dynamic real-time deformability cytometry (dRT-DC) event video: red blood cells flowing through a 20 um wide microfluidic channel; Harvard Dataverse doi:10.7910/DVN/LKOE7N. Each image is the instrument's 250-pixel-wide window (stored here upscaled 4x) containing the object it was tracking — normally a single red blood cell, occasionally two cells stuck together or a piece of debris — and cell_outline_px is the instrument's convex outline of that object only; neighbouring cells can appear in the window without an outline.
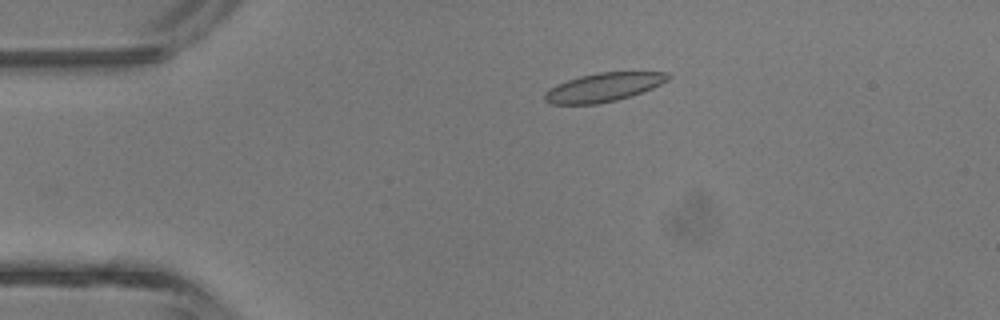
{"species": "common noctule bat (a hibernating species)", "species_latin": "Nyctalus noctula", "temperature_condition": "room temperature", "stored_images_in_passage": 33, "camera_frame_rate_fps": 3000, "um_per_image_px": 0.085, "animal": {"sex": "male", "body_mass_g": 13.3}, "frame": {"image": 1, "passage_image": 2, "time_ms": 0.333, "image_size_px": [1000, 320], "cell_outline_px": [[672, 76], [668, 80], [652, 88], [616, 100], [596, 104], [548, 104], [544, 100], [544, 92], [548, 88], [556, 84], [580, 76], [600, 72], [668, 72]], "centroid_in_image_um": [51.25, 7.41], "position_along_channel_um": 33.7, "area_um2": 20.52}}
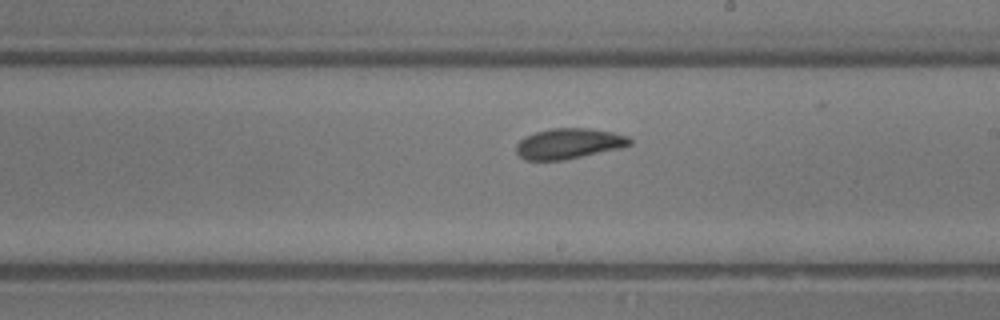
{"frame": {"image": 2, "passage_image": 18, "time_ms": 5.667, "image_size_px": [1000, 320], "cell_outline_px": [[632, 144], [620, 148], [564, 160], [524, 160], [516, 152], [516, 144], [524, 136], [536, 132], [552, 128], [588, 128], [612, 132], [628, 136], [632, 140]], "centroid_in_image_um": [48.34, 12.2], "position_along_channel_um": 240.7, "area_um2": 20.17}}
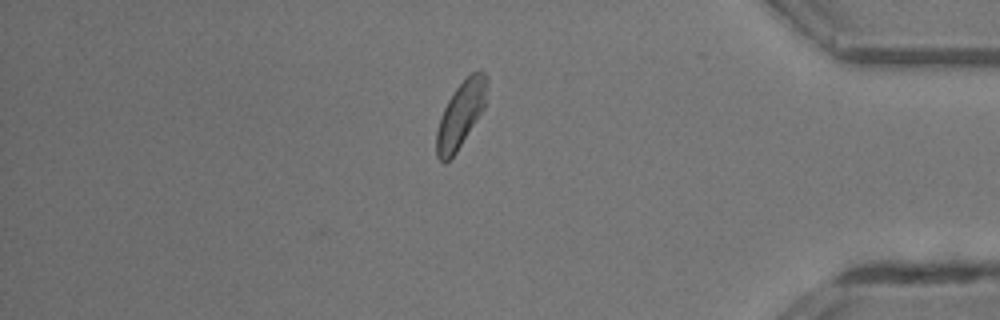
{"frame": {"image": 3, "passage_image": 30, "time_ms": 9.667, "image_size_px": [1000, 320], "cell_outline_px": [[488, 80], [484, 108], [456, 152], [444, 164], [436, 156], [436, 132], [440, 116], [448, 100], [456, 88], [472, 72], [480, 68], [488, 76]], "centroid_in_image_um": [39.16, 9.71], "position_along_channel_um": 396.0, "area_um2": 19.25}, "authors_computed_cell_mechanics": {"area_um2": 20.1722, "velocity_mm_per_s": 4.7188, "shape_relaxation_time_tau1_ms": 3.1654, "shape_relaxation_time_tau2_ms": 0.6237, "deformation_change_tau1": 0.0805, "deformation_change_tau2": 0.0403}}